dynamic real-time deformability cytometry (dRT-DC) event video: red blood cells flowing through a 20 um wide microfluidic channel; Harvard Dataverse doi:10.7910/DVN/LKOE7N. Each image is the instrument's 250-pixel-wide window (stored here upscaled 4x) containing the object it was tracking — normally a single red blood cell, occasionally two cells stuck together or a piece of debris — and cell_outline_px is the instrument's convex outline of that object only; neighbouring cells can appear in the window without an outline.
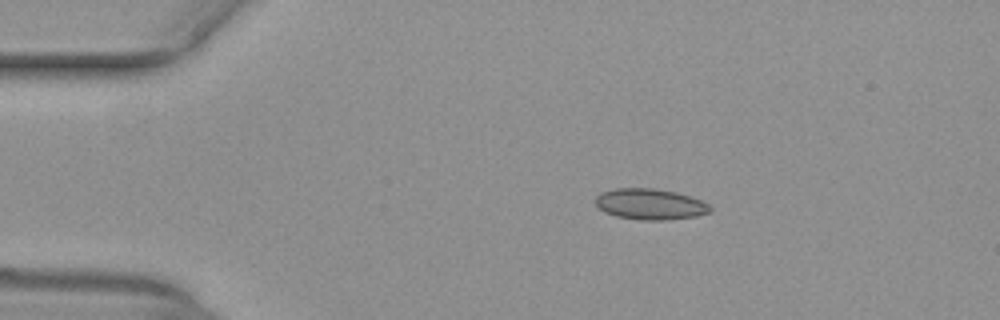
{"species": "common noctule bat (a hibernating species)", "species_latin": "Nyctalus noctula", "temperature_condition": "warm", "stored_images_in_passage": 10, "camera_frame_rate_fps": 3000, "um_per_image_px": 0.085, "animal": {"sex": "female", "body_mass_g": 29.2, "forearm_length_mm": 56.3}, "frame": {"image": 1, "passage_image": 1, "time_ms": 0.0, "image_size_px": [1000, 320], "cell_outline_px": [[712, 212], [696, 216], [668, 220], [640, 220], [616, 216], [604, 212], [596, 204], [596, 196], [600, 192], [612, 188], [656, 188], [676, 192], [700, 200], [708, 204], [712, 208]], "centroid_in_image_um": [55.25, 17.35], "position_along_channel_um": 29.7, "area_um2": 20.81}}
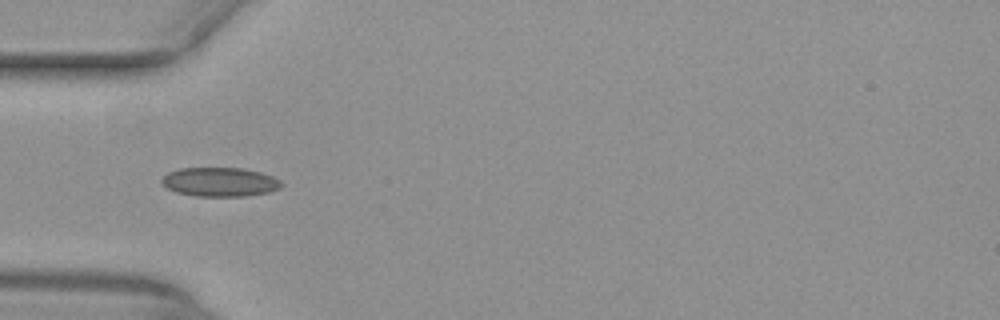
{"frame": {"image": 2, "passage_image": 8, "time_ms": 2.333, "image_size_px": [1000, 320], "cell_outline_px": [[284, 184], [280, 188], [268, 192], [248, 196], [196, 196], [176, 192], [168, 188], [160, 180], [168, 172], [180, 168], [244, 168], [260, 172], [272, 176], [280, 180]], "centroid_in_image_um": [18.71, 15.46], "position_along_channel_um": 66.3, "area_um2": 20.29}}